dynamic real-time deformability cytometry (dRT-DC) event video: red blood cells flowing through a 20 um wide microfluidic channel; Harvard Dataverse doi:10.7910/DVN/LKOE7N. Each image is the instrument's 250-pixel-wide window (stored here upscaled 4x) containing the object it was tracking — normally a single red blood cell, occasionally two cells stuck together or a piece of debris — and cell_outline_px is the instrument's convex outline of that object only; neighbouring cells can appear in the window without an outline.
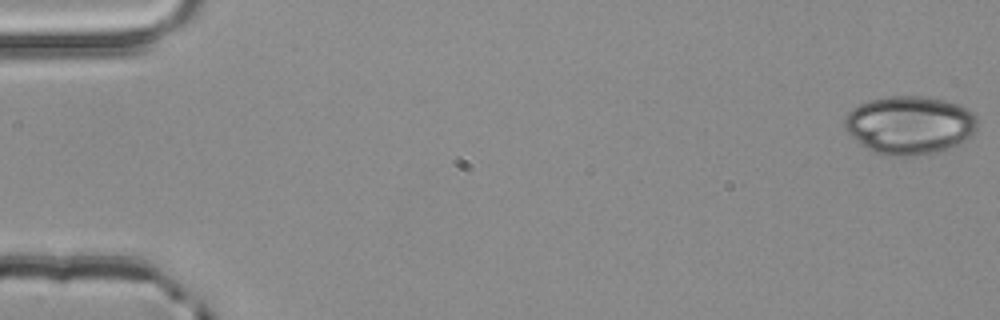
{"species": "common noctule bat (a hibernating species)", "species_latin": "Nyctalus noctula", "temperature_condition": "room temperature", "stored_images_in_passage": 5, "camera_frame_rate_fps": 3000, "um_per_image_px": 0.085, "animal": {"sex": "male", "body_mass_g": 20.4}, "frame": {"image": 1, "passage_image": 1, "time_ms": 0.0, "image_size_px": [1000, 320], "cell_outline_px": [[976, 132], [972, 136], [960, 144], [936, 152], [912, 156], [884, 156], [872, 152], [860, 144], [844, 128], [844, 116], [852, 108], [868, 100], [888, 96], [920, 96], [944, 100], [960, 104], [972, 112], [976, 116]], "centroid_in_image_um": [77.31, 10.64], "position_along_channel_um": 7.7, "area_um2": 45.55}}
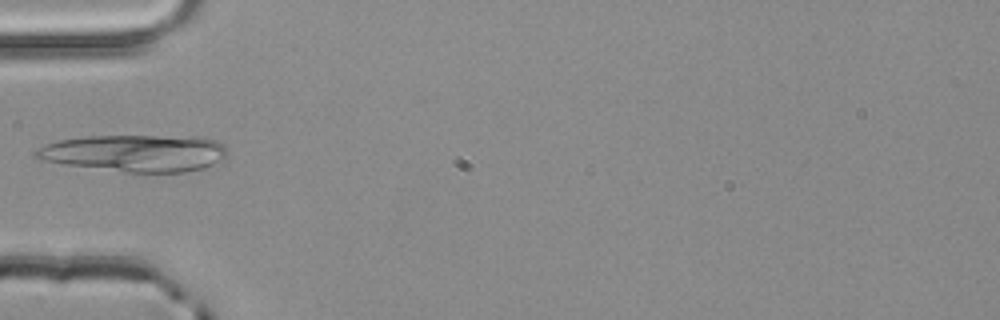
{"frame": {"image": 2, "passage_image": 5, "time_ms": 1.333, "image_size_px": [1000, 320], "cell_outline_px": [[224, 156], [212, 164], [204, 168], [184, 172], [124, 172], [64, 164], [40, 160], [32, 152], [36, 148], [44, 144], [60, 140], [88, 136], [196, 136], [216, 140], [224, 144]], "centroid_in_image_um": [11.42, 13.0], "position_along_channel_um": 73.6, "area_um2": 41.15}}